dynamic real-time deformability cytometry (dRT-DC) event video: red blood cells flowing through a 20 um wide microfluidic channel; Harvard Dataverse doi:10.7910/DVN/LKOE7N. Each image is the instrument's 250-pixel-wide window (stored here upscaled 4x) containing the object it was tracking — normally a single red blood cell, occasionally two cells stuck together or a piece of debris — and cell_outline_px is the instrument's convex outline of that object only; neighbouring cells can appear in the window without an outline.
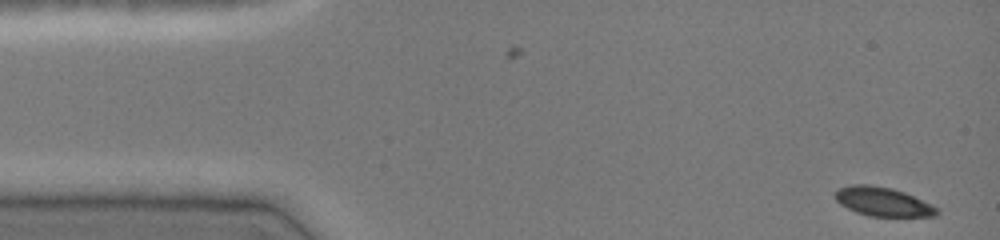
{"species": "common noctule bat (a hibernating species)", "species_latin": "Nyctalus noctula", "temperature_condition": "cold", "stored_images_in_passage": 45, "camera_frame_rate_fps": 3000, "um_per_image_px": 0.085, "animal": {"sex": "female", "body_mass_g": 19.0, "forearm_length_mm": 51.5}, "frame": {"image": 1, "passage_image": 1, "time_ms": 0.0, "image_size_px": [1000, 240], "cell_outline_px": [[940, 212], [936, 216], [868, 216], [856, 212], [840, 204], [836, 200], [836, 192], [840, 188], [852, 184], [868, 184], [892, 188], [904, 192], [936, 208]], "centroid_in_image_um": [75.01, 17.14], "position_along_channel_um": 10.0, "area_um2": 16.82}}
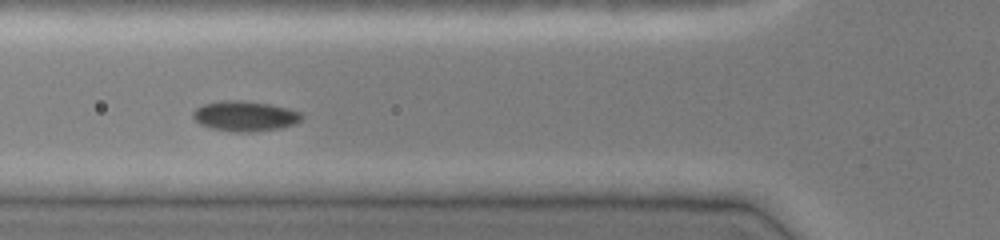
{"frame": {"image": 2, "passage_image": 16, "time_ms": 5.0, "image_size_px": [1000, 240], "cell_outline_px": [[304, 116], [300, 120], [292, 124], [280, 128], [252, 132], [236, 132], [212, 128], [200, 124], [192, 116], [192, 112], [196, 108], [204, 104], [220, 100], [240, 100], [268, 104], [288, 108], [300, 112]], "centroid_in_image_um": [20.8, 9.86], "position_along_channel_um": 105.0, "area_um2": 19.02}}
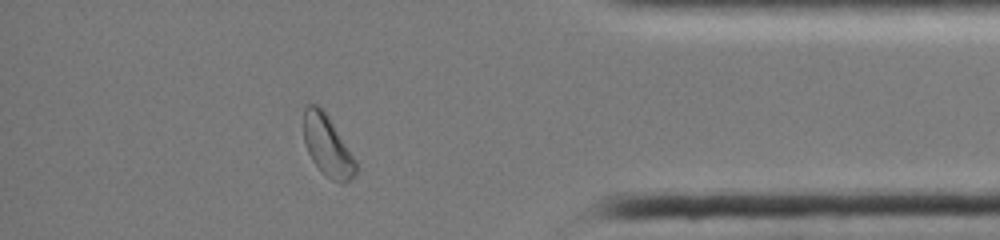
{"frame": {"image": 3, "passage_image": 40, "time_ms": 13.0, "image_size_px": [1000, 240], "cell_outline_px": [[360, 168], [344, 184], [332, 180], [312, 160], [308, 152], [304, 140], [304, 108], [308, 104], [316, 104], [324, 108], [356, 160]], "centroid_in_image_um": [27.85, 12.35], "position_along_channel_um": 407.3, "area_um2": 18.5}, "authors_computed_cell_mechanics": {"area_um2": 18.1492, "velocity_mm_per_s": 4.0, "shape_relaxation_time_tau1_ms": 1.0511, "shape_relaxation_time_tau2_ms": null, "deformation_change_tau1": 0.0444, "deformation_change_tau2": null}}